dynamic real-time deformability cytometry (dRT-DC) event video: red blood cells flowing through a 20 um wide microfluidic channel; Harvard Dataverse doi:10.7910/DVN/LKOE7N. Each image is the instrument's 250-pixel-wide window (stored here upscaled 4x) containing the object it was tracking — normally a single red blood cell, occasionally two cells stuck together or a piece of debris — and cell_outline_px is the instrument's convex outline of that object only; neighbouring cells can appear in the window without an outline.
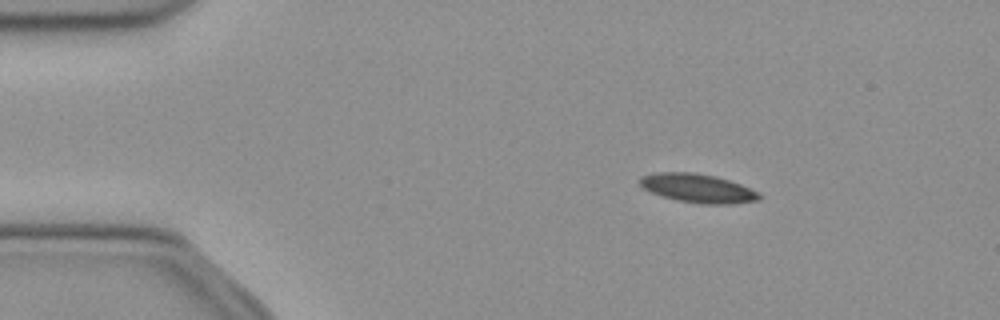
{"species": "common noctule bat (a hibernating species)", "species_latin": "Nyctalus noctula", "temperature_condition": "cold", "stored_images_in_passage": 45, "camera_frame_rate_fps": 3000, "um_per_image_px": 0.085, "animal": {"sex": "female", "body_mass_g": 21.9}, "frame": {"image": 1, "passage_image": 1, "time_ms": 0.0, "image_size_px": [1000, 320], "cell_outline_px": [[760, 200], [732, 204], [700, 204], [676, 200], [660, 196], [644, 188], [640, 184], [640, 176], [656, 172], [692, 172], [716, 176], [740, 184], [760, 192]], "centroid_in_image_um": [59.32, 16.0], "position_along_channel_um": 25.7, "area_um2": 20.11}}
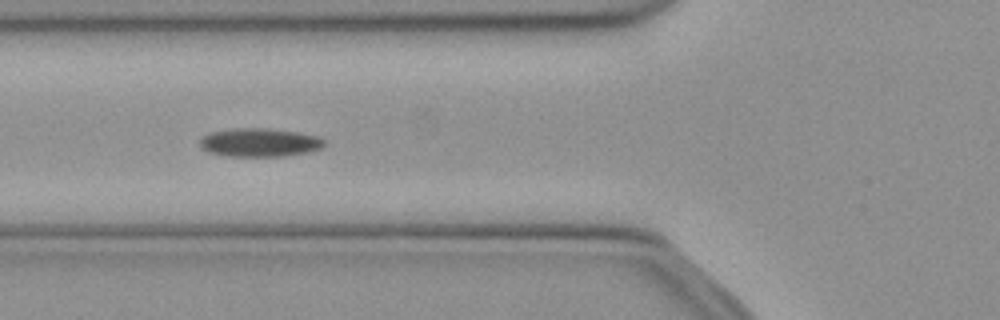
{"frame": {"image": 2, "passage_image": 12, "time_ms": 3.667, "image_size_px": [1000, 320], "cell_outline_px": [[324, 144], [320, 148], [308, 152], [284, 156], [228, 156], [208, 152], [200, 148], [200, 140], [208, 132], [232, 128], [268, 128], [300, 132], [320, 136], [324, 140]], "centroid_in_image_um": [22.05, 12.1], "position_along_channel_um": 103.7, "area_um2": 20.87}}
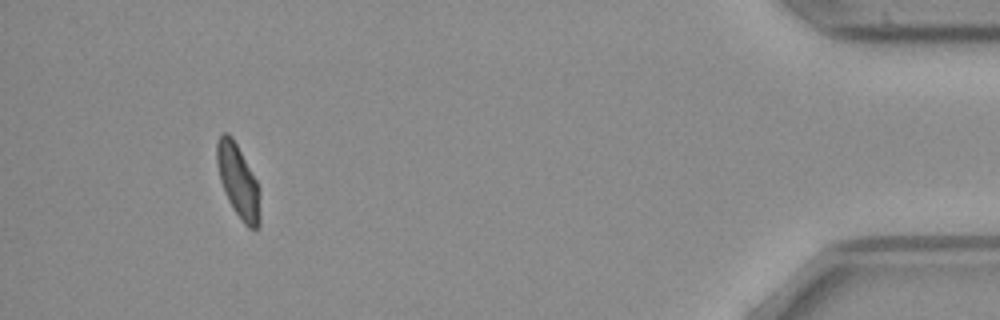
{"frame": {"image": 3, "passage_image": 41, "time_ms": 13.333, "image_size_px": [1000, 320], "cell_outline_px": [[260, 224], [256, 228], [248, 228], [244, 224], [228, 200], [224, 192], [220, 180], [216, 164], [216, 140], [220, 132], [228, 132], [232, 136], [256, 180], [260, 188]], "centroid_in_image_um": [20.23, 15.36], "position_along_channel_um": 415.0, "area_um2": 18.61}, "authors_computed_cell_mechanics": {"area_um2": 19.941, "velocity_mm_per_s": 3.9403, "shape_relaxation_time_tau1_ms": 10.9927, "shape_relaxation_time_tau2_ms": null, "deformation_change_tau1": 0.1842, "deformation_change_tau2": null}}